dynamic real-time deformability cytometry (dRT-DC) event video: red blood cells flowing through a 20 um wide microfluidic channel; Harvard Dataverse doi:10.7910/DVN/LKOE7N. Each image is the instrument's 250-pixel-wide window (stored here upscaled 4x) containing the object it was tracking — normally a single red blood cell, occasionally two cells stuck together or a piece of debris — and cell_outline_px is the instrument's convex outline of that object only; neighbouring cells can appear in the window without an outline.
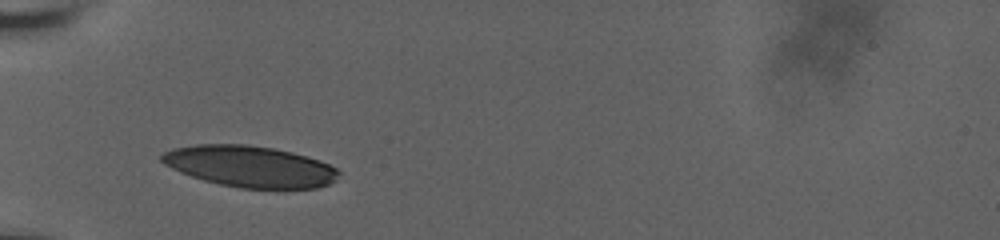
{"species": "human", "species_latin": "Homo sapiens", "temperature_condition": "room temperature", "stored_images_in_passage": 40, "camera_frame_rate_fps": 3000, "um_per_image_px": 0.085, "donor": {"sex": "male"}, "frame": {"image": 1, "passage_image": 1, "time_ms": 0.0, "image_size_px": [1000, 240], "cell_outline_px": [[340, 172], [328, 184], [316, 188], [240, 188], [220, 184], [204, 180], [180, 172], [164, 164], [160, 160], [160, 156], [164, 152], [172, 148], [196, 144], [248, 144], [272, 148], [292, 152], [308, 156], [320, 160], [336, 168]], "centroid_in_image_um": [21.21, 14.13], "position_along_channel_um": 63.8, "area_um2": 42.43}}
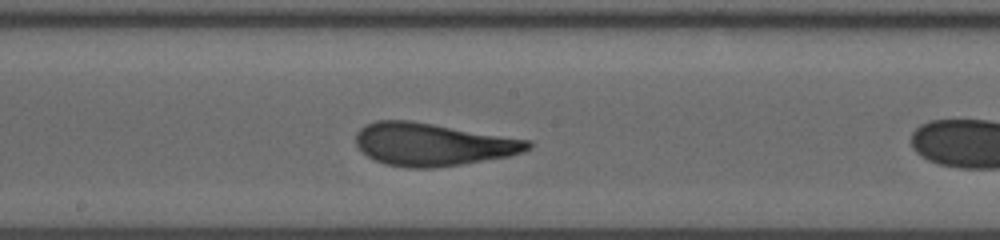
{"frame": {"image": 2, "passage_image": 18, "time_ms": 3.0, "image_size_px": [1000, 240], "cell_outline_px": [[532, 148], [524, 152], [508, 156], [460, 164], [432, 168], [408, 168], [384, 164], [360, 152], [356, 144], [356, 132], [364, 124], [376, 120], [408, 120], [532, 140]], "centroid_in_image_um": [36.75, 12.27], "position_along_channel_um": 211.4, "area_um2": 42.95}}
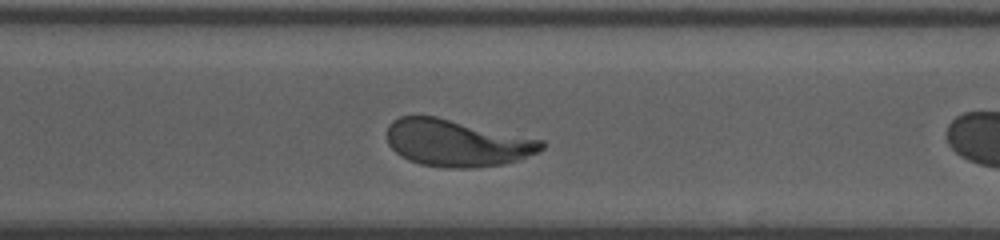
{"frame": {"image": 3, "passage_image": 39, "time_ms": 6.333, "image_size_px": [1000, 240], "cell_outline_px": [[544, 148], [536, 152], [516, 160], [504, 164], [472, 168], [448, 168], [420, 164], [408, 160], [400, 156], [388, 144], [388, 124], [392, 120], [400, 116], [436, 116], [544, 140]], "centroid_in_image_um": [38.8, 12.15], "position_along_channel_um": 331.8, "area_um2": 42.14}}